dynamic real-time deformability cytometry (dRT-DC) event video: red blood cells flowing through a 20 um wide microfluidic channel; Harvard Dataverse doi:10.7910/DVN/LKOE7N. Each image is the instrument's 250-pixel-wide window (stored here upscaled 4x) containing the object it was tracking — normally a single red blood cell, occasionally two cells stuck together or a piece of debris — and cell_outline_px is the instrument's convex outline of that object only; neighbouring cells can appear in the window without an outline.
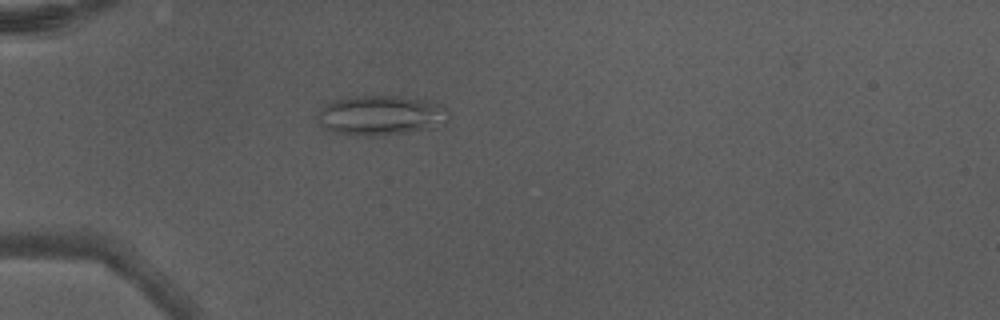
{"species": "Egyptian fruit bat (a non-hibernating species)", "species_latin": "Rousettus aegyptiacus", "temperature_condition": "warm", "stored_images_in_passage": 5, "camera_frame_rate_fps": 3000, "um_per_image_px": 0.085, "animal": {"sex": "male"}, "frame": {"image": 1, "passage_image": 5, "time_ms": 1.333, "image_size_px": [1000, 320], "cell_outline_px": [[448, 120], [432, 128], [408, 132], [376, 136], [356, 136], [332, 132], [324, 128], [320, 124], [316, 116], [324, 104], [344, 96], [400, 96], [432, 100], [444, 108], [448, 112]], "centroid_in_image_um": [32.33, 9.8], "position_along_channel_um": 52.7, "area_um2": 30.87}}